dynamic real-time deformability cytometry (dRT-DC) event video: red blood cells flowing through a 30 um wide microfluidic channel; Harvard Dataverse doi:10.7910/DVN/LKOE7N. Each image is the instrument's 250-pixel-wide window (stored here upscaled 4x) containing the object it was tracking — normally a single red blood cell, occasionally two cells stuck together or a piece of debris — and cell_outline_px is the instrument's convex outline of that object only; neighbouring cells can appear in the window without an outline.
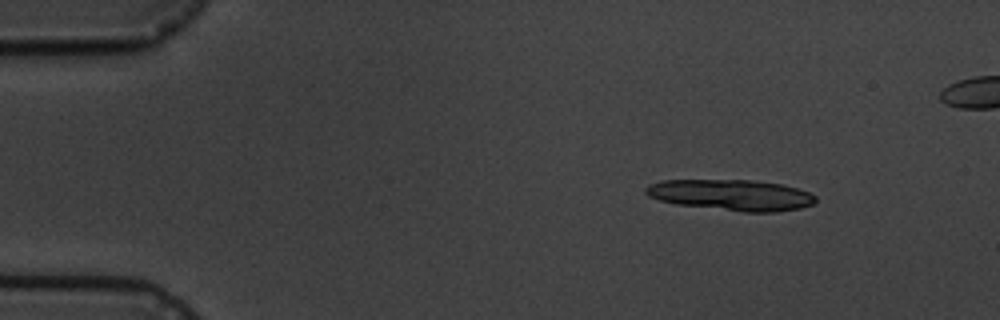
{"species": "common noctule bat (a hibernating species)", "species_latin": "Nyctalus noctula", "temperature_condition": "cold", "stored_images_in_passage": 5, "camera_frame_rate_fps": 3000, "um_per_image_px": 0.085, "animal": {"sex": "male", "body_mass_g": 19.5, "forearm_length_mm": 54.6}, "frame": {"image": 1, "passage_image": 2, "time_ms": 1.0, "image_size_px": [1000, 320], "cell_outline_px": [[816, 200], [812, 204], [800, 208], [776, 212], [744, 212], [676, 204], [660, 200], [648, 196], [644, 192], [644, 188], [648, 184], [664, 180], [756, 180], [780, 184], [796, 188], [808, 192], [816, 196]], "centroid_in_image_um": [62.14, 16.57], "position_along_channel_um": 22.9, "area_um2": 30.63}}